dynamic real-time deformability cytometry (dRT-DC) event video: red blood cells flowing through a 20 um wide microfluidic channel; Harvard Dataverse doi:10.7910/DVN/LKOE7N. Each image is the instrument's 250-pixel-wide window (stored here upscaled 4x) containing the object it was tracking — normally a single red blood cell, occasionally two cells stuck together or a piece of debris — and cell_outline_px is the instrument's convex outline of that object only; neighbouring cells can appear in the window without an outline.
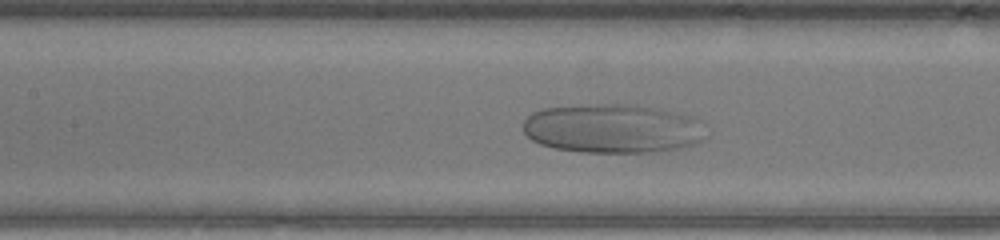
{"species": "human", "species_latin": "Homo sapiens", "temperature_condition": "warm", "stored_images_in_passage": 33, "camera_frame_rate_fps": 3000, "um_per_image_px": 0.085, "donor": {"sex": "male"}, "frame": {"image": 1, "passage_image": 7, "time_ms": 2.0, "image_size_px": [1000, 240], "cell_outline_px": [[708, 136], [692, 144], [680, 148], [648, 152], [584, 152], [556, 148], [540, 144], [532, 140], [524, 132], [524, 120], [532, 112], [544, 108], [592, 104], [632, 104], [692, 116]], "centroid_in_image_um": [52.03, 10.92], "position_along_channel_um": 155.4, "area_um2": 51.79}}
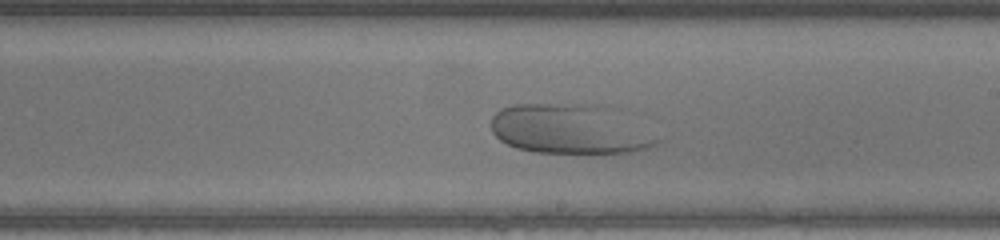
{"frame": {"image": 2, "passage_image": 13, "time_ms": 4.0, "image_size_px": [1000, 240], "cell_outline_px": [[664, 140], [648, 148], [632, 152], [536, 152], [516, 148], [500, 140], [492, 132], [492, 116], [500, 108], [512, 104], [600, 104]], "centroid_in_image_um": [48.38, 10.97], "position_along_channel_um": 240.6, "area_um2": 47.4}}
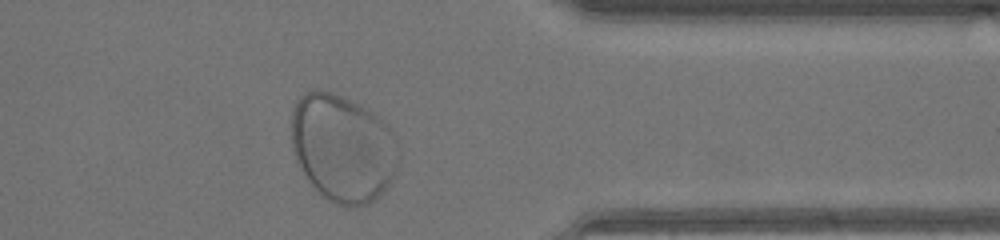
{"frame": {"image": 3, "passage_image": 24, "time_ms": 7.667, "image_size_px": [1000, 240], "cell_outline_px": [[400, 156], [396, 168], [392, 176], [384, 188], [368, 204], [356, 208], [344, 208], [328, 200], [312, 184], [296, 160], [292, 148], [292, 108], [296, 100], [304, 92], [316, 88], [332, 92], [360, 104], [372, 112], [388, 128], [392, 136]], "centroid_in_image_um": [29.09, 12.57], "position_along_channel_um": 382.3, "area_um2": 66.76}}